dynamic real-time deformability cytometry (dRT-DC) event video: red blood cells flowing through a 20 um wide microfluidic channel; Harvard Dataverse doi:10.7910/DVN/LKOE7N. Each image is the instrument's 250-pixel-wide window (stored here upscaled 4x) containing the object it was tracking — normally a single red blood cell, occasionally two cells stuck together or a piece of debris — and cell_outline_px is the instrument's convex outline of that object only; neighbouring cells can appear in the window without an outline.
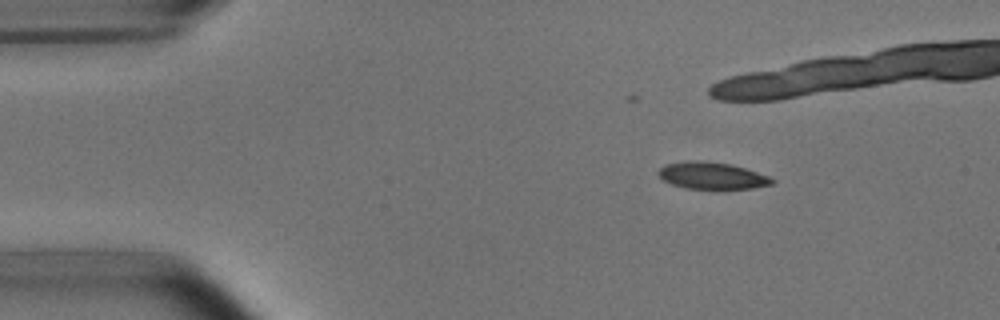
{"species": "common noctule bat (a hibernating species)", "species_latin": "Nyctalus noctula", "temperature_condition": "room temperature", "stored_images_in_passage": 46, "camera_frame_rate_fps": 3000, "um_per_image_px": 0.085, "animal": {"sex": "male", "body_mass_g": 15.6}, "frame": {"image": 1, "passage_image": 7, "time_ms": 2.0, "image_size_px": [1000, 320], "cell_outline_px": [[776, 180], [772, 184], [752, 188], [688, 188], [672, 184], [664, 180], [656, 172], [664, 164], [692, 160], [700, 160], [732, 164], [768, 176]], "centroid_in_image_um": [60.5, 14.91], "position_along_channel_um": 24.5, "area_um2": 17.57}, "authors_computed_cell_mechanics": {"area_um2": 18.4671, "velocity_mm_per_s": 3.8145, "shape_relaxation_time_tau1_ms": 3.8384, "shape_relaxation_time_tau2_ms": 3.4883, "deformation_change_tau1": 0.1229, "deformation_change_tau2": 0.0982}}